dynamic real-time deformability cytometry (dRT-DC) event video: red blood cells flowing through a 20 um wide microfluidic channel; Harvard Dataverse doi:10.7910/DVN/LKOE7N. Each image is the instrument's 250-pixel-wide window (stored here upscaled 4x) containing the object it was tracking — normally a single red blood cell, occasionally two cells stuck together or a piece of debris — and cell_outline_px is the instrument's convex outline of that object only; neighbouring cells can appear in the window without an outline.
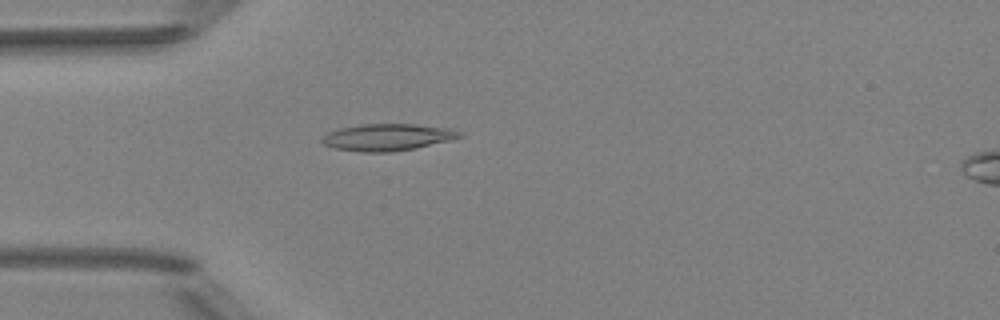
{"species": "Egyptian fruit bat (a non-hibernating species)", "species_latin": "Rousettus aegyptiacus", "temperature_condition": "room temperature", "stored_images_in_passage": 38, "camera_frame_rate_fps": 3000, "um_per_image_px": 0.085, "animal": {"sex": "female"}, "frame": {"image": 1, "passage_image": 2, "time_ms": 0.333, "image_size_px": [1000, 320], "cell_outline_px": [[464, 136], [452, 140], [416, 148], [392, 152], [360, 152], [336, 148], [324, 144], [320, 140], [320, 136], [328, 132], [340, 128], [360, 124], [416, 124], [452, 128], [464, 132]], "centroid_in_image_um": [32.98, 11.66], "position_along_channel_um": 52.0, "area_um2": 21.91}}
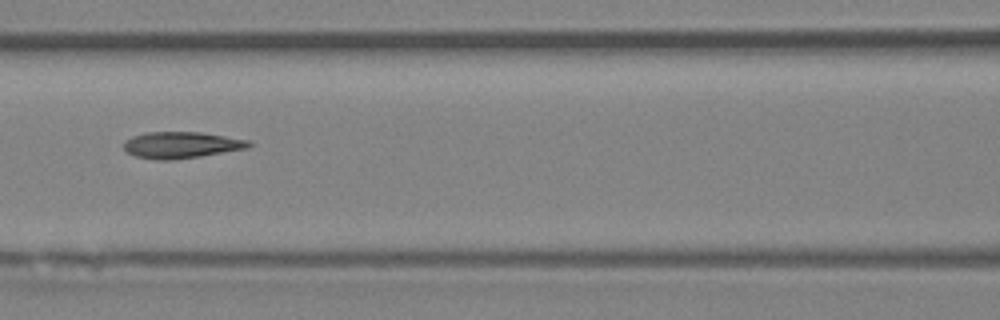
{"frame": {"image": 2, "passage_image": 10, "time_ms": 3.0, "image_size_px": [1000, 320], "cell_outline_px": [[252, 144], [248, 148], [200, 156], [168, 160], [164, 160], [136, 156], [128, 152], [124, 148], [124, 140], [132, 136], [148, 132], [200, 132], [252, 140]], "centroid_in_image_um": [15.45, 12.31], "position_along_channel_um": 151.2, "area_um2": 19.13}}
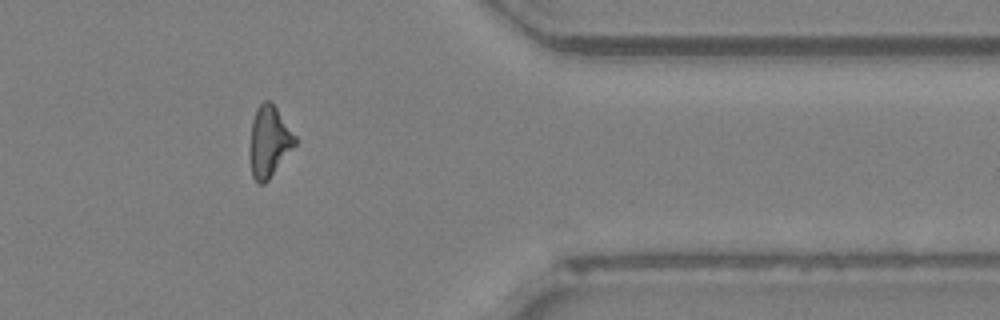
{"frame": {"image": 3, "passage_image": 29, "time_ms": 9.333, "image_size_px": [1000, 320], "cell_outline_px": [[296, 144], [268, 180], [264, 184], [256, 184], [252, 176], [248, 152], [252, 120], [256, 108], [264, 100], [272, 100], [296, 136]], "centroid_in_image_um": [22.84, 12.02], "position_along_channel_um": 388.6, "area_um2": 19.13}, "authors_computed_cell_mechanics": {"area_um2": 18.9873, "velocity_mm_per_s": 4.0317, "shape_relaxation_time_tau1_ms": null, "shape_relaxation_time_tau2_ms": 4.3952, "deformation_change_tau1": null, "deformation_change_tau2": 0.1437}}